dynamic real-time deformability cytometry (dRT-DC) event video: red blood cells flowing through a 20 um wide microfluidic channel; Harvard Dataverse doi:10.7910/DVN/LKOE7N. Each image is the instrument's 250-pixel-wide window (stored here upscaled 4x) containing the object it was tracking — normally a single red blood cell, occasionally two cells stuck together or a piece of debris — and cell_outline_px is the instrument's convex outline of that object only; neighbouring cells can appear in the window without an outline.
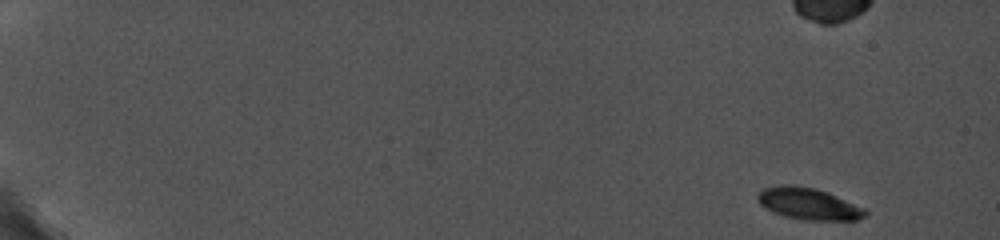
{"species": "common noctule bat (a hibernating species)", "species_latin": "Nyctalus noctula", "temperature_condition": "cold", "stored_images_in_passage": 38, "camera_frame_rate_fps": 5000, "um_per_image_px": 0.085, "animal": {"sex": "female", "body_mass_g": 19.0, "forearm_length_mm": 56.7}, "frame": {"image": 1, "passage_image": 1, "time_ms": 0.0, "image_size_px": [1000, 240], "cell_outline_px": [[868, 216], [856, 220], [804, 220], [784, 216], [772, 212], [764, 208], [760, 204], [756, 196], [764, 188], [784, 184], [792, 184], [816, 188], [828, 192], [864, 208], [868, 212]], "centroid_in_image_um": [68.72, 17.32], "position_along_channel_um": 16.3, "area_um2": 20.06}}